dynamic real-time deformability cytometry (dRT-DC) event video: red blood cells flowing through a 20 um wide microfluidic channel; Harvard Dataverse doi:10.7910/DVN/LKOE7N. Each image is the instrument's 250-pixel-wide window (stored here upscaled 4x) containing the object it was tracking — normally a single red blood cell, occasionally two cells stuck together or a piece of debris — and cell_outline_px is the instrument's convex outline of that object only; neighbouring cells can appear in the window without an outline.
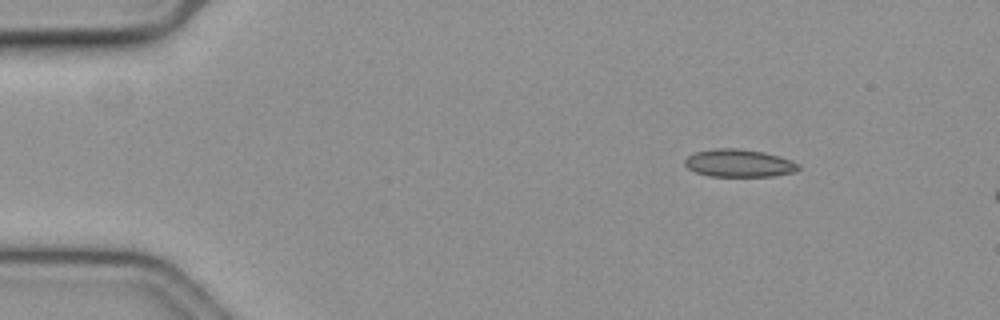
{"species": "common noctule bat (a hibernating species)", "species_latin": "Nyctalus noctula", "temperature_condition": "cold", "stored_images_in_passage": 52, "camera_frame_rate_fps": 3000, "um_per_image_px": 0.085, "animal": {"sex": "female", "body_mass_g": 19.3, "forearm_length_mm": 54.1}, "frame": {"image": 1, "passage_image": 1, "time_ms": 0.0, "image_size_px": [1000, 320], "cell_outline_px": [[800, 168], [796, 172], [772, 176], [708, 176], [696, 172], [688, 168], [684, 164], [684, 160], [688, 156], [696, 152], [716, 148], [736, 148], [764, 152], [780, 156], [800, 164]], "centroid_in_image_um": [62.83, 13.87], "position_along_channel_um": 22.2, "area_um2": 18.38}}
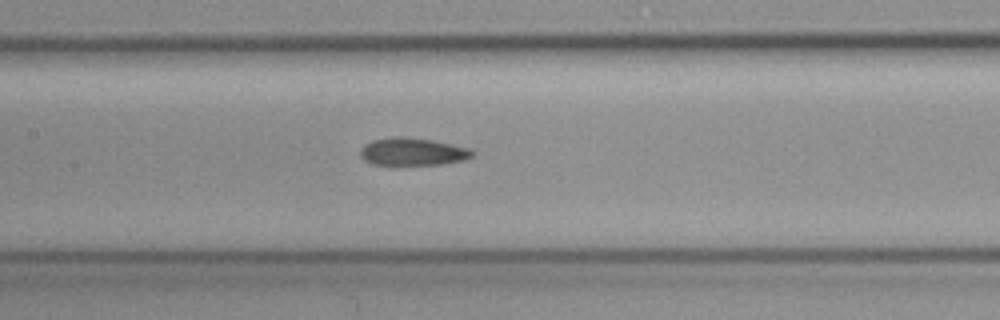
{"frame": {"image": 2, "passage_image": 21, "time_ms": 6.667, "image_size_px": [1000, 320], "cell_outline_px": [[476, 152], [472, 156], [464, 160], [440, 164], [392, 168], [372, 164], [364, 160], [360, 156], [360, 152], [364, 144], [372, 140], [396, 136], [404, 136], [432, 140], [468, 148]], "centroid_in_image_um": [35.01, 12.94], "position_along_channel_um": 172.4, "area_um2": 18.84}}
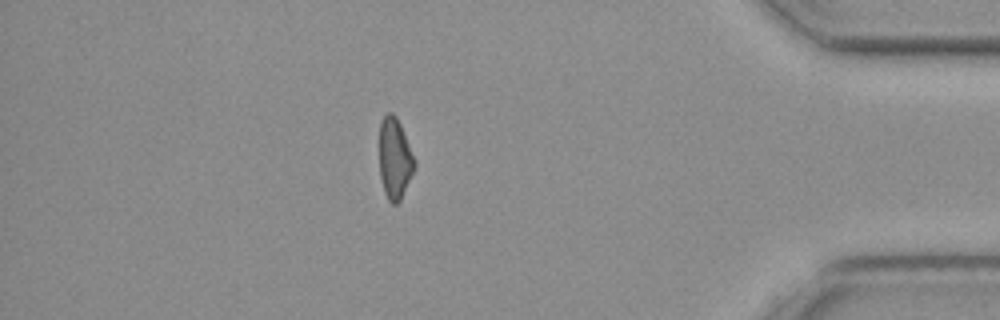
{"frame": {"image": 3, "passage_image": 44, "time_ms": 14.333, "image_size_px": [1000, 320], "cell_outline_px": [[416, 164], [400, 200], [396, 204], [392, 204], [388, 200], [384, 192], [380, 176], [380, 120], [388, 112], [392, 112], [396, 116], [400, 124], [416, 160]], "centroid_in_image_um": [33.55, 13.46], "position_along_channel_um": 401.7, "area_um2": 16.47}}